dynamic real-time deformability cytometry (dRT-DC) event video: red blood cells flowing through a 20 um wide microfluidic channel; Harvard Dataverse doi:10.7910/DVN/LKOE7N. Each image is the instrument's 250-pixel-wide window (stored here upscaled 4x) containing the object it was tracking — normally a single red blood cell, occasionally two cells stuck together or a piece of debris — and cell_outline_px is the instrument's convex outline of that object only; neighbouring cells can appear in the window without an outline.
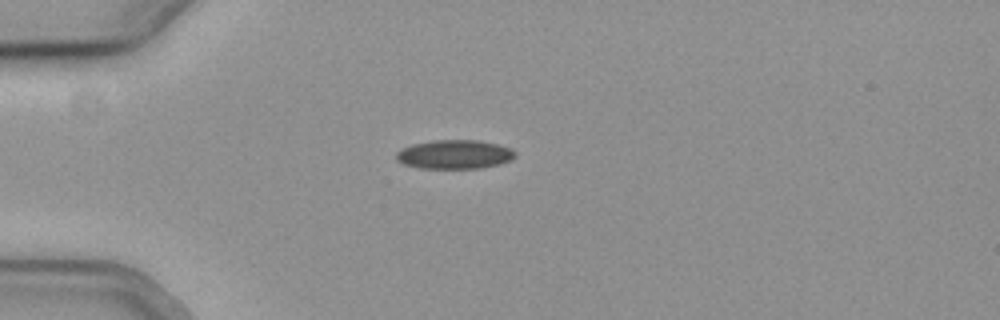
{"species": "common noctule bat (a hibernating species)", "species_latin": "Nyctalus noctula", "temperature_condition": "cold", "stored_images_in_passage": 41, "camera_frame_rate_fps": 3000, "um_per_image_px": 0.085, "animal": {"sex": "female", "body_mass_g": 19.3, "forearm_length_mm": 54.1}, "frame": {"image": 1, "passage_image": 1, "time_ms": 0.0, "image_size_px": [1000, 320], "cell_outline_px": [[516, 156], [500, 164], [480, 168], [420, 168], [404, 164], [396, 160], [396, 152], [412, 144], [436, 140], [476, 140], [496, 144], [508, 148], [516, 152]], "centroid_in_image_um": [38.61, 13.13], "position_along_channel_um": 46.4, "area_um2": 19.83}}
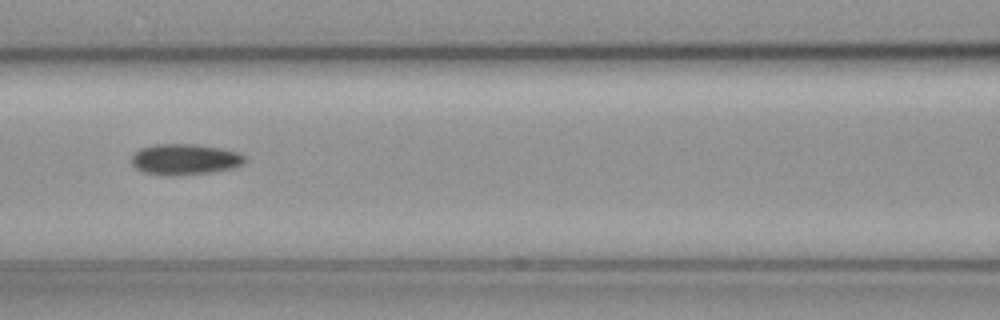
{"frame": {"image": 2, "passage_image": 11, "time_ms": 3.333, "image_size_px": [1000, 320], "cell_outline_px": [[244, 160], [240, 164], [232, 168], [208, 172], [176, 176], [168, 176], [144, 172], [136, 168], [132, 164], [132, 156], [140, 148], [156, 144], [196, 144], [220, 148], [236, 152], [244, 156]], "centroid_in_image_um": [15.66, 13.54], "position_along_channel_um": 150.9, "area_um2": 20.11}}
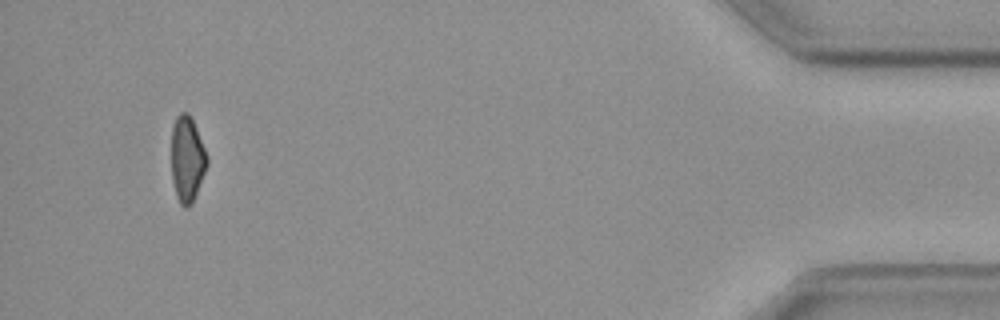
{"frame": {"image": 3, "passage_image": 38, "time_ms": 12.333, "image_size_px": [1000, 320], "cell_outline_px": [[208, 164], [192, 204], [188, 208], [184, 208], [180, 204], [176, 196], [172, 180], [172, 124], [176, 116], [180, 112], [188, 112], [196, 128], [208, 156]], "centroid_in_image_um": [15.9, 13.53], "position_along_channel_um": 419.3, "area_um2": 17.92}}